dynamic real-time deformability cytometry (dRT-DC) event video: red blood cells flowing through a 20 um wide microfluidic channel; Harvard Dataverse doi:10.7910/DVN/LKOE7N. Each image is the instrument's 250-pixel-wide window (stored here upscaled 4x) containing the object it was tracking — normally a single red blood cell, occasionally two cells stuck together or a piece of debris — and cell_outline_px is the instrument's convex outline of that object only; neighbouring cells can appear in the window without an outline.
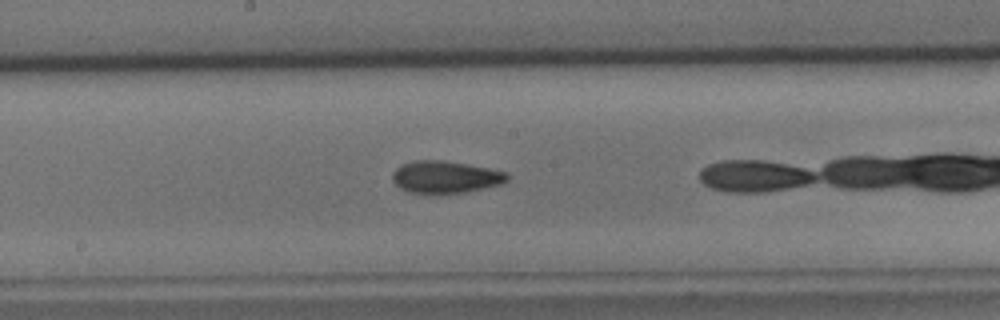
{"species": "common noctule bat (a hibernating species)", "species_latin": "Nyctalus noctula", "temperature_condition": "cold", "stored_images_in_passage": 38, "camera_frame_rate_fps": 3000, "um_per_image_px": 0.085, "animal": {"sex": "male", "body_mass_g": 15.6}, "frame": {"image": 1, "passage_image": 23, "time_ms": 7.333, "image_size_px": [1000, 320], "cell_outline_px": [[508, 180], [500, 184], [464, 192], [428, 196], [408, 192], [400, 188], [392, 180], [392, 172], [396, 168], [404, 164], [416, 160], [440, 160], [468, 164], [508, 172]], "centroid_in_image_um": [37.82, 15.08], "position_along_channel_um": 210.4, "area_um2": 21.91}}
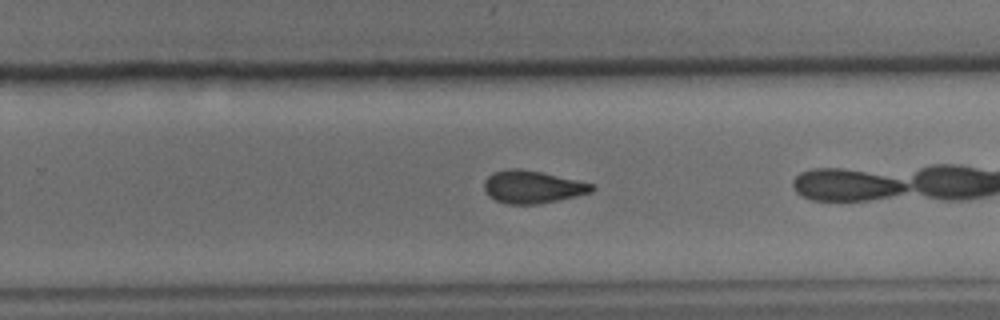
{"frame": {"image": 2, "passage_image": 29, "time_ms": 9.333, "image_size_px": [1000, 320], "cell_outline_px": [[596, 188], [592, 192], [576, 196], [536, 204], [508, 204], [496, 200], [488, 196], [484, 188], [484, 180], [492, 172], [508, 168], [520, 168], [540, 172], [576, 180], [592, 184]], "centroid_in_image_um": [45.21, 15.88], "position_along_channel_um": 284.6, "area_um2": 20.35}}
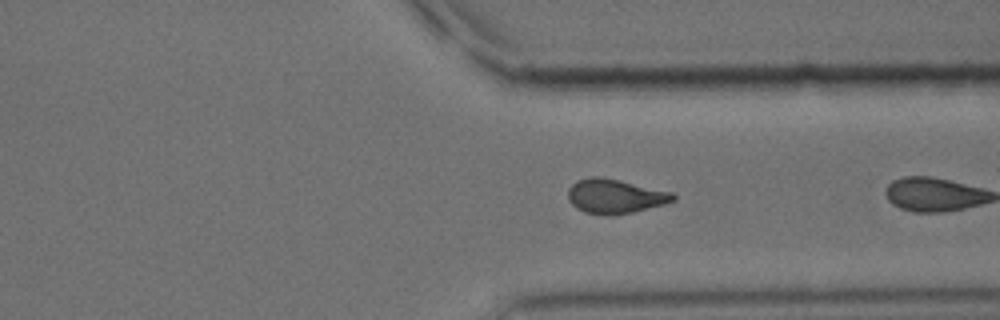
{"frame": {"image": 3, "passage_image": 35, "time_ms": 11.333, "image_size_px": [1000, 320], "cell_outline_px": [[676, 200], [664, 204], [632, 212], [584, 212], [576, 208], [568, 200], [568, 188], [576, 180], [592, 176], [600, 176], [672, 192], [676, 196]], "centroid_in_image_um": [52.26, 16.63], "position_along_channel_um": 359.1, "area_um2": 20.35}}